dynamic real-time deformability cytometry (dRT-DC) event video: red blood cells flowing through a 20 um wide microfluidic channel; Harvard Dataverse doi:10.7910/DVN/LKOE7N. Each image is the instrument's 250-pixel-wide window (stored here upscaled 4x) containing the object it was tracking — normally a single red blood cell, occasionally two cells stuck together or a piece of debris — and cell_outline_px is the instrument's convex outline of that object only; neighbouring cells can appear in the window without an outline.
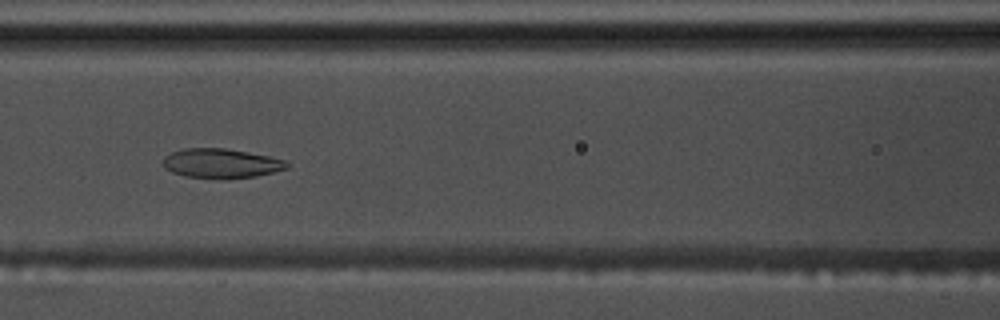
{"species": "common noctule bat (a hibernating species)", "species_latin": "Nyctalus noctula", "temperature_condition": "warm", "stored_images_in_passage": 53, "camera_frame_rate_fps": 3000, "um_per_image_px": 0.085, "animal": {"sex": "male", "body_mass_g": 17.5, "forearm_length_mm": 52.3}, "frame": {"image": 1, "passage_image": 21, "time_ms": 6.667, "image_size_px": [1000, 320], "cell_outline_px": [[292, 164], [288, 168], [256, 176], [224, 180], [184, 176], [172, 172], [164, 168], [164, 156], [172, 152], [184, 148], [224, 148], [248, 152], [268, 156], [284, 160]], "centroid_in_image_um": [18.8, 13.9], "position_along_channel_um": 147.8, "area_um2": 21.5}}
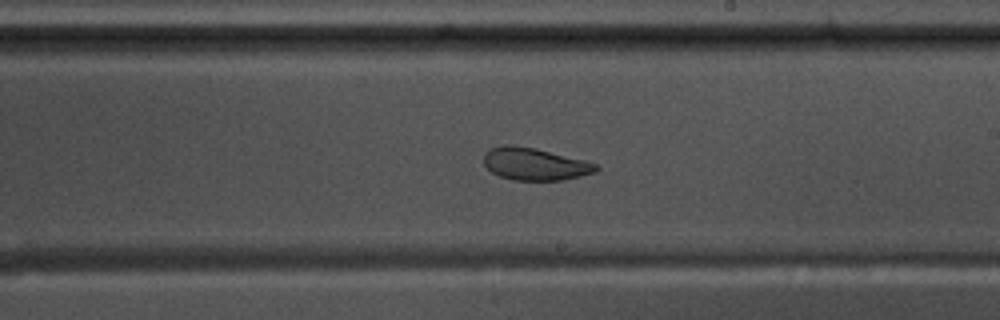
{"frame": {"image": 2, "passage_image": 29, "time_ms": 9.333, "image_size_px": [1000, 320], "cell_outline_px": [[600, 168], [596, 172], [564, 180], [512, 180], [500, 176], [492, 172], [484, 164], [484, 152], [488, 148], [504, 144], [512, 144], [536, 148], [584, 160], [596, 164]], "centroid_in_image_um": [45.43, 13.93], "position_along_channel_um": 243.6, "area_um2": 21.33}}
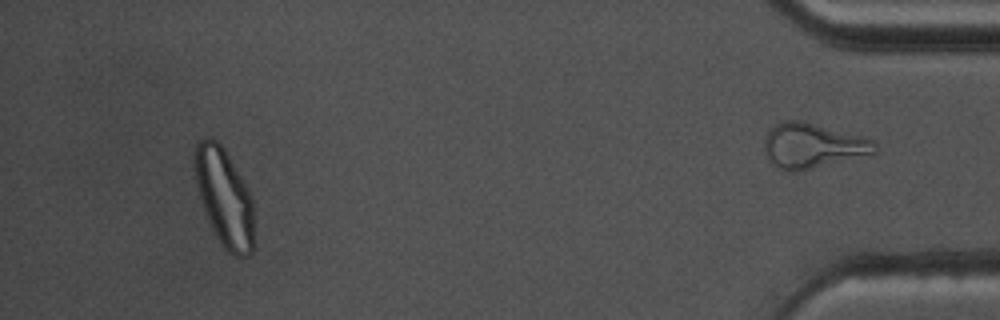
{"frame": {"image": 3, "passage_image": 49, "time_ms": 16.0, "image_size_px": [1000, 320], "cell_outline_px": [[252, 252], [248, 256], [236, 256], [228, 252], [220, 240], [208, 220], [200, 196], [196, 180], [192, 152], [196, 144], [204, 136], [208, 136], [216, 140], [224, 148], [240, 176], [252, 200]], "centroid_in_image_um": [19.02, 16.71], "position_along_channel_um": 416.2, "area_um2": 33.0}, "authors_computed_cell_mechanics": {"area_um2": 25.432, "velocity_mm_per_s": 3.6096, "shape_relaxation_time_tau1_ms": null, "shape_relaxation_time_tau2_ms": 1.7764, "deformation_change_tau1": null, "deformation_change_tau2": 0.0696}}